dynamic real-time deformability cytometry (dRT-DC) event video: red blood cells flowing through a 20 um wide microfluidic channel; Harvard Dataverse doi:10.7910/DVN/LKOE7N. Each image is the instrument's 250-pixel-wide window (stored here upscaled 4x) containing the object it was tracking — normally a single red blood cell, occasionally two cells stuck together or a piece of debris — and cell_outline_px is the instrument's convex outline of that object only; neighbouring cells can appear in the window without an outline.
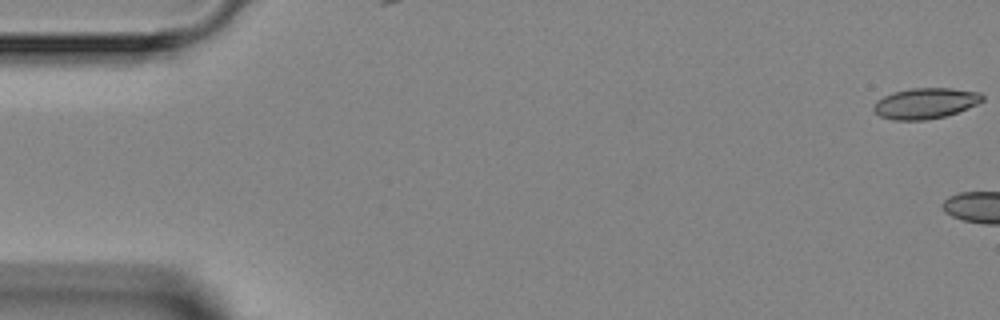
{"species": "Egyptian fruit bat (a non-hibernating species)", "species_latin": "Rousettus aegyptiacus", "temperature_condition": "room temperature", "stored_images_in_passage": 4, "camera_frame_rate_fps": 3000, "um_per_image_px": 0.085, "animal": {"sex": "female"}, "frame": {"image": 1, "passage_image": 1, "time_ms": 0.0, "image_size_px": [1000, 320], "cell_outline_px": [[984, 100], [968, 108], [944, 116], [924, 120], [892, 120], [880, 116], [872, 108], [876, 100], [892, 92], [912, 88], [952, 88], [980, 92], [984, 96]], "centroid_in_image_um": [78.65, 8.77], "position_along_channel_um": 6.4, "area_um2": 19.48}}